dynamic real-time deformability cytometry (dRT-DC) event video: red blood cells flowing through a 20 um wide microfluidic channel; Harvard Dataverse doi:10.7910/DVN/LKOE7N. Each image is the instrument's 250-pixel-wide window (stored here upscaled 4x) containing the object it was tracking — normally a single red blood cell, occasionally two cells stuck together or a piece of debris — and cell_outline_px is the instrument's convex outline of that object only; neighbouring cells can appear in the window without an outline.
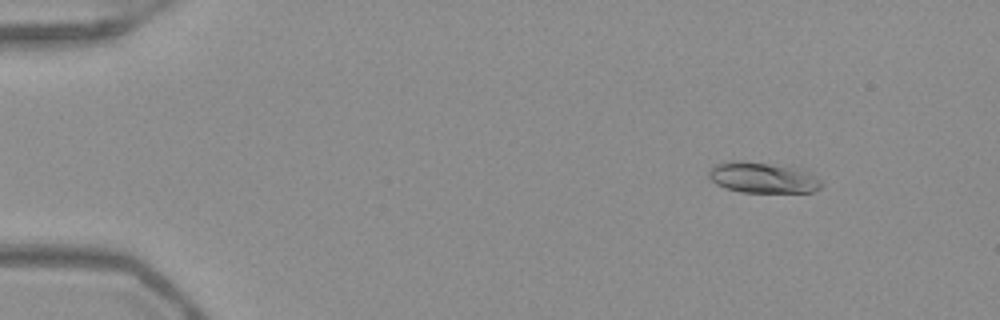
{"species": "Egyptian fruit bat (a non-hibernating species)", "species_latin": "Rousettus aegyptiacus", "temperature_condition": "warm", "stored_images_in_passage": 53, "camera_frame_rate_fps": 3000, "um_per_image_px": 0.085, "frame": {"image": 1, "passage_image": 7, "time_ms": 2.0, "image_size_px": [1000, 320], "cell_outline_px": [[824, 184], [820, 188], [812, 192], [740, 192], [716, 184], [708, 176], [708, 172], [716, 164], [728, 160], [740, 160], [804, 168], [820, 180]], "centroid_in_image_um": [64.87, 15.08], "position_along_channel_um": 20.1, "area_um2": 20.4}}
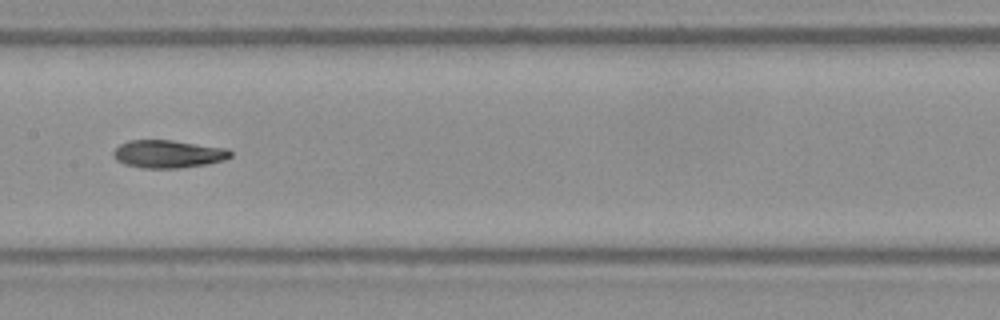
{"frame": {"image": 2, "passage_image": 28, "time_ms": 9.0, "image_size_px": [1000, 320], "cell_outline_px": [[232, 156], [224, 160], [208, 164], [180, 168], [140, 168], [124, 164], [116, 160], [112, 156], [112, 152], [120, 144], [128, 140], [172, 140], [228, 148], [232, 152]], "centroid_in_image_um": [14.29, 13.09], "position_along_channel_um": 193.1, "area_um2": 19.25}}
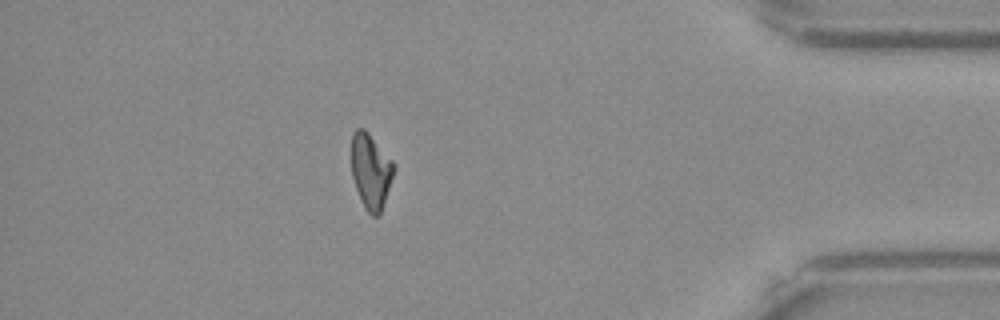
{"frame": {"image": 3, "passage_image": 47, "time_ms": 15.333, "image_size_px": [1000, 320], "cell_outline_px": [[396, 168], [380, 216], [372, 216], [364, 208], [356, 188], [352, 176], [352, 132], [356, 128], [364, 128], [396, 164]], "centroid_in_image_um": [31.54, 14.56], "position_along_channel_um": 403.7, "area_um2": 18.73}, "authors_computed_cell_mechanics": {"area_um2": 19.074, "velocity_mm_per_s": 3.937, "shape_relaxation_time_tau1_ms": 9.2626, "shape_relaxation_time_tau2_ms": 4.1252, "deformation_change_tau1": 0.252, "deformation_change_tau2": 0.0888}}